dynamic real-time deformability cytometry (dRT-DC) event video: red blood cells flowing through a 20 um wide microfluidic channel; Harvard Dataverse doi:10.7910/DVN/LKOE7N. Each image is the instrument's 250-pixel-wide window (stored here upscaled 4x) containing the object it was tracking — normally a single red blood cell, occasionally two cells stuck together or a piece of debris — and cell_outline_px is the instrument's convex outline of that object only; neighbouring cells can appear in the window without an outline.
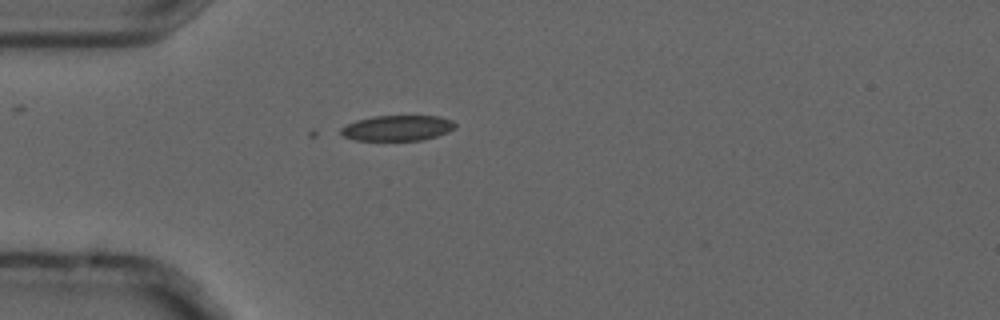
{"species": "common noctule bat (a hibernating species)", "species_latin": "Nyctalus noctula", "temperature_condition": "cold", "stored_images_in_passage": 5, "camera_frame_rate_fps": 3000, "um_per_image_px": 0.085, "animal": {"sex": "male", "forearm_length_mm": 52.5}, "frame": {"image": 1, "passage_image": 5, "time_ms": 1.333, "image_size_px": [1000, 320], "cell_outline_px": [[456, 128], [448, 132], [424, 140], [356, 140], [344, 136], [340, 132], [340, 128], [356, 120], [372, 116], [436, 116], [452, 120], [456, 124]], "centroid_in_image_um": [33.79, 10.88], "position_along_channel_um": 51.2, "area_um2": 16.94}}